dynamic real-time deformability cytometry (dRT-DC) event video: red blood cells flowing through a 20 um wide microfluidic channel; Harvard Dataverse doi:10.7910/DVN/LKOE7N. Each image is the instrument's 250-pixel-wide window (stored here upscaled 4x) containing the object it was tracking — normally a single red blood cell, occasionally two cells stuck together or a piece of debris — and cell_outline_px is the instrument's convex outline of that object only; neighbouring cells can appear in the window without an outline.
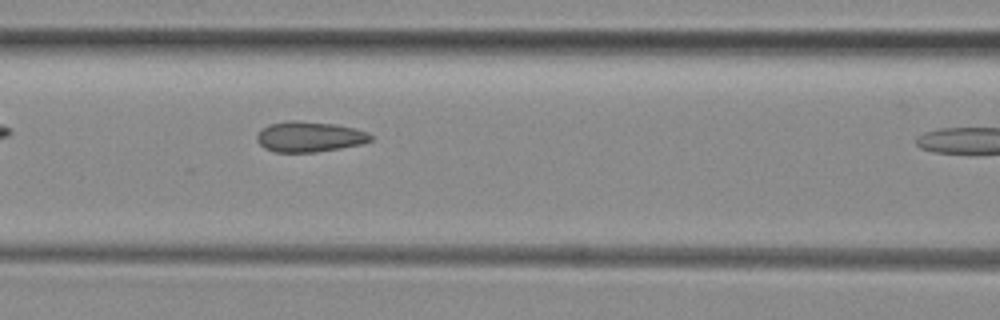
{"species": "common noctule bat (a hibernating species)", "species_latin": "Nyctalus noctula", "temperature_condition": "room temperature", "stored_images_in_passage": 7, "camera_frame_rate_fps": 3000, "um_per_image_px": 0.085, "animal": {"sex": "female", "body_mass_g": 29.2, "forearm_length_mm": 56.3}, "frame": {"image": 1, "passage_image": 6, "time_ms": 1.667, "image_size_px": [1000, 320], "cell_outline_px": [[372, 140], [360, 144], [340, 148], [316, 152], [276, 152], [264, 148], [256, 140], [256, 136], [264, 128], [272, 124], [288, 120], [300, 120], [336, 124], [356, 128], [368, 132], [372, 136]], "centroid_in_image_um": [26.32, 11.61], "position_along_channel_um": 140.3, "area_um2": 20.17}}